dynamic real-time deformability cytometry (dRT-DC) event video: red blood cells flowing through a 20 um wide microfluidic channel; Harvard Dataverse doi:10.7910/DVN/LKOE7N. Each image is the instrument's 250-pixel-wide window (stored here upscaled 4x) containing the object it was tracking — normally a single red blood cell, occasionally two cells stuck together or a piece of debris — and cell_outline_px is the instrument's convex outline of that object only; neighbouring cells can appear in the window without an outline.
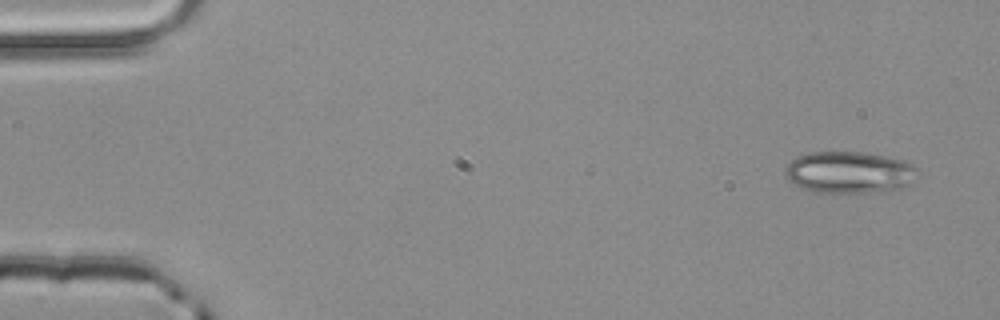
{"species": "common noctule bat (a hibernating species)", "species_latin": "Nyctalus noctula", "temperature_condition": "room temperature", "stored_images_in_passage": 4, "camera_frame_rate_fps": 3000, "um_per_image_px": 0.085, "animal": {"sex": "male", "body_mass_g": 20.4}, "frame": {"image": 1, "passage_image": 1, "time_ms": 0.0, "image_size_px": [1000, 320], "cell_outline_px": [[916, 168], [912, 180], [908, 184], [900, 188], [868, 192], [812, 192], [792, 184], [784, 176], [784, 168], [796, 156], [812, 152], [864, 152], [904, 160], [912, 164]], "centroid_in_image_um": [72.1, 14.64], "position_along_channel_um": 12.9, "area_um2": 32.02}}